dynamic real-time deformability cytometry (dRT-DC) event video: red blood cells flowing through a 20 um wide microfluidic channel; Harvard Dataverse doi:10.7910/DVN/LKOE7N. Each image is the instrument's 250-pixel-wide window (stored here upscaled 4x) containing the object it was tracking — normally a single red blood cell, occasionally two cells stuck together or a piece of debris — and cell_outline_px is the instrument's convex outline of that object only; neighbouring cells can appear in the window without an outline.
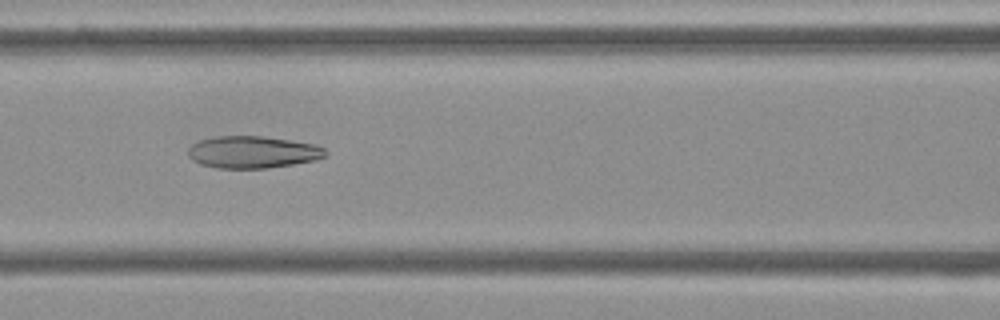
{"species": "Egyptian fruit bat (a non-hibernating species)", "species_latin": "Rousettus aegyptiacus", "temperature_condition": "cold", "stored_images_in_passage": 54, "camera_frame_rate_fps": 3000, "um_per_image_px": 0.085, "frame": {"image": 1, "passage_image": 23, "time_ms": 7.333, "image_size_px": [1000, 320], "cell_outline_px": [[328, 152], [324, 156], [316, 160], [268, 168], [216, 168], [200, 164], [192, 160], [188, 156], [188, 148], [192, 144], [200, 140], [216, 136], [264, 136], [312, 144], [324, 148]], "centroid_in_image_um": [21.44, 12.93], "position_along_channel_um": 145.2, "area_um2": 25.61}}
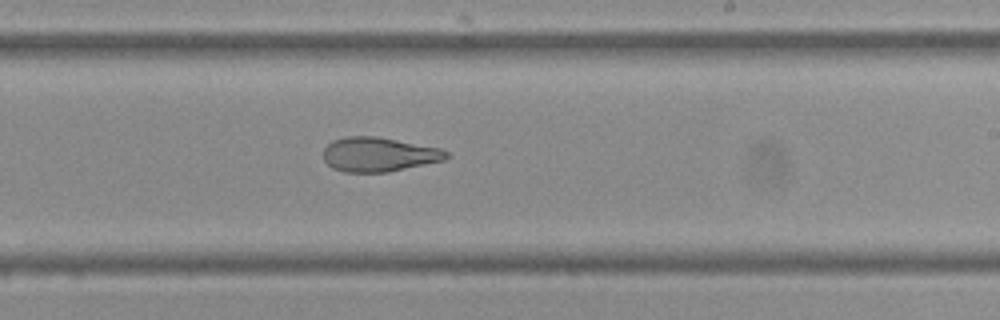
{"frame": {"image": 2, "passage_image": 32, "time_ms": 10.333, "image_size_px": [1000, 320], "cell_outline_px": [[448, 156], [444, 160], [388, 172], [344, 172], [332, 168], [324, 160], [324, 148], [332, 140], [344, 136], [376, 136], [440, 148], [448, 152]], "centroid_in_image_um": [32.17, 13.12], "position_along_channel_um": 256.8, "area_um2": 24.57}}
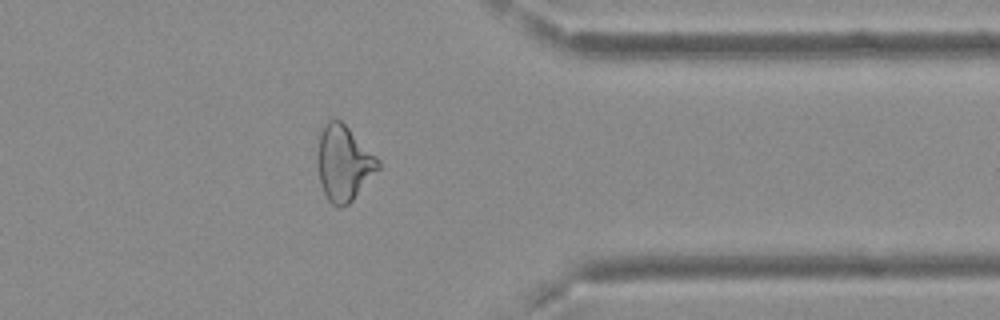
{"frame": {"image": 3, "passage_image": 43, "time_ms": 14.0, "image_size_px": [1000, 320], "cell_outline_px": [[380, 168], [352, 200], [348, 204], [340, 208], [336, 208], [328, 200], [324, 192], [320, 180], [316, 164], [316, 156], [320, 132], [324, 124], [328, 120], [340, 120], [380, 160]], "centroid_in_image_um": [29.19, 13.88], "position_along_channel_um": 382.2, "area_um2": 26.53}, "authors_computed_cell_mechanics": {"area_um2": 28.6688, "velocity_mm_per_s": 3.7311, "shape_relaxation_time_tau1_ms": null, "shape_relaxation_time_tau2_ms": 2.7241, "deformation_change_tau1": null, "deformation_change_tau2": 0.0988}}